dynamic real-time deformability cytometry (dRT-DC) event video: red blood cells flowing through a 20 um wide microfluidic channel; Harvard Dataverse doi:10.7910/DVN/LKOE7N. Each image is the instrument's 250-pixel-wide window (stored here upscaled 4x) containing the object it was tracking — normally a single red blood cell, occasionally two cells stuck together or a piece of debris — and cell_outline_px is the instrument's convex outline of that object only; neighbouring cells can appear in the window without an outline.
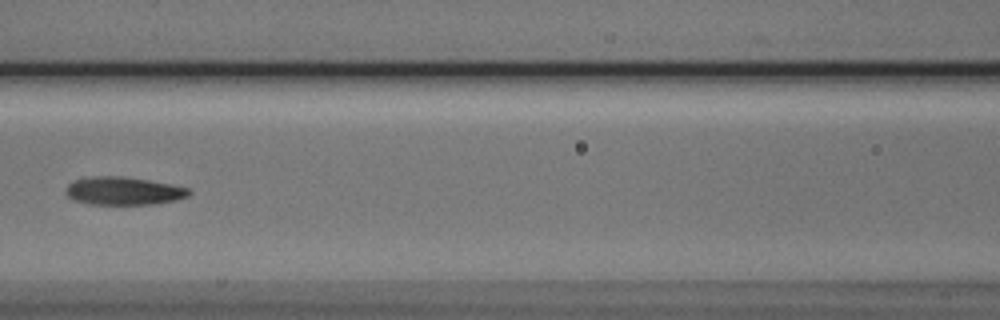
{"species": "Egyptian fruit bat (a non-hibernating species)", "species_latin": "Rousettus aegyptiacus", "temperature_condition": "cold", "stored_images_in_passage": 6, "camera_frame_rate_fps": 3000, "um_per_image_px": 0.085, "animal": {"sex": "male"}, "frame": {"image": 1, "passage_image": 6, "time_ms": 6.0, "image_size_px": [1000, 320], "cell_outline_px": [[192, 192], [188, 196], [176, 200], [156, 204], [92, 204], [72, 200], [64, 192], [68, 184], [72, 180], [92, 176], [120, 176], [148, 180], [172, 184], [188, 188]], "centroid_in_image_um": [10.48, 16.22], "position_along_channel_um": 156.1, "area_um2": 20.23}}